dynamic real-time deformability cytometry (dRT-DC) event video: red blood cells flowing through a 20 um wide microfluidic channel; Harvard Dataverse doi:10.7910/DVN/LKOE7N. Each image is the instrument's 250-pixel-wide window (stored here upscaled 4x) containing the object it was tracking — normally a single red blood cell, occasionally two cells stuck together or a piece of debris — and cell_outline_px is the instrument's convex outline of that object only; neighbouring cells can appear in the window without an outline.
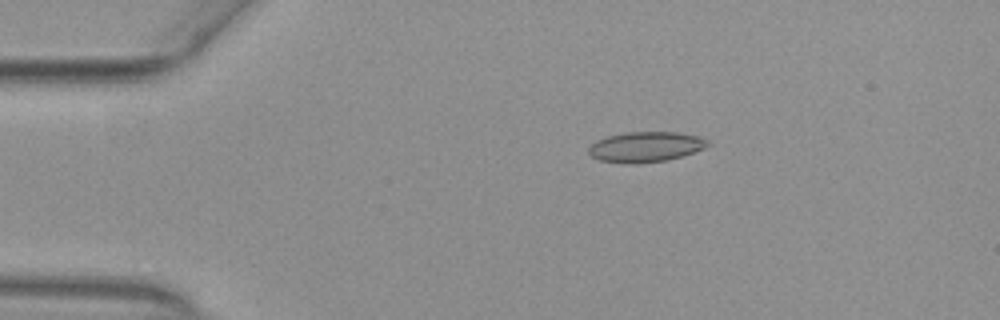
{"species": "common noctule bat (a hibernating species)", "species_latin": "Nyctalus noctula", "temperature_condition": "warm", "stored_images_in_passage": 54, "camera_frame_rate_fps": 3000, "um_per_image_px": 0.085, "animal": {"sex": "female", "body_mass_g": 29.2, "forearm_length_mm": 56.3}, "frame": {"image": 1, "passage_image": 11, "time_ms": 3.333, "image_size_px": [1000, 320], "cell_outline_px": [[712, 144], [704, 148], [668, 160], [636, 164], [624, 164], [600, 160], [592, 156], [588, 152], [588, 148], [596, 140], [608, 136], [628, 132], [676, 132], [700, 136], [708, 140]], "centroid_in_image_um": [54.88, 12.49], "position_along_channel_um": 30.1, "area_um2": 21.1}}
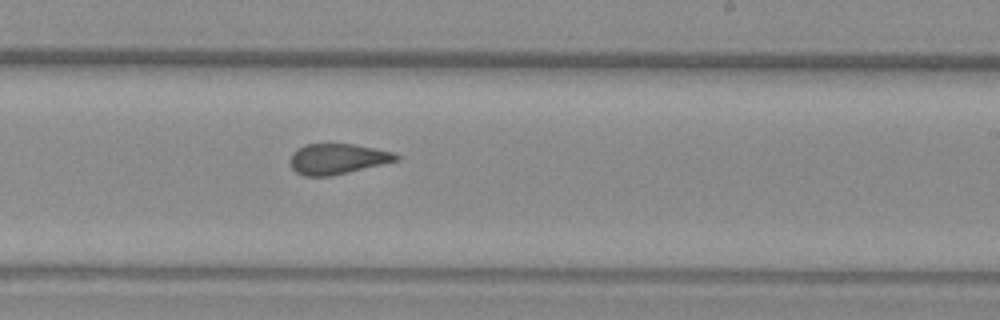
{"frame": {"image": 2, "passage_image": 33, "time_ms": 10.667, "image_size_px": [1000, 320], "cell_outline_px": [[400, 160], [332, 176], [304, 176], [296, 172], [292, 168], [288, 160], [292, 152], [296, 148], [304, 144], [352, 144], [396, 152], [400, 156]], "centroid_in_image_um": [28.67, 13.5], "position_along_channel_um": 260.3, "area_um2": 19.13}}
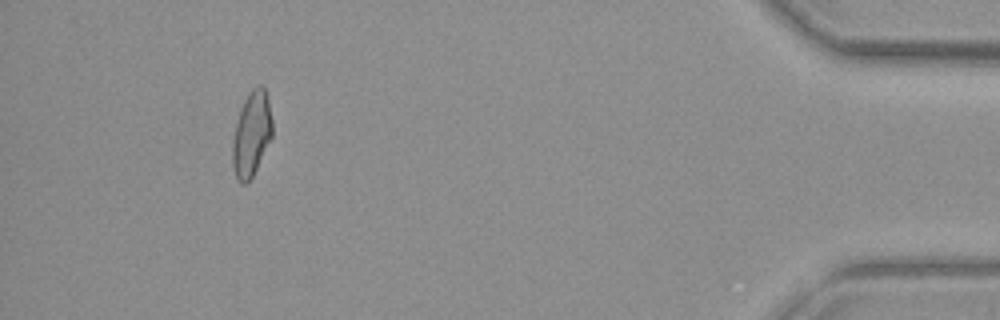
{"frame": {"image": 3, "passage_image": 50, "time_ms": 16.333, "image_size_px": [1000, 320], "cell_outline_px": [[272, 136], [252, 176], [244, 184], [240, 184], [236, 180], [232, 168], [232, 136], [240, 108], [248, 92], [256, 84], [260, 84], [264, 88], [268, 100], [272, 120]], "centroid_in_image_um": [21.35, 11.37], "position_along_channel_um": 413.9, "area_um2": 19.83}, "authors_computed_cell_mechanics": {"area_um2": 19.941, "velocity_mm_per_s": 3.9003, "shape_relaxation_time_tau1_ms": null, "shape_relaxation_time_tau2_ms": 1.989, "deformation_change_tau1": null, "deformation_change_tau2": 0.0729}}